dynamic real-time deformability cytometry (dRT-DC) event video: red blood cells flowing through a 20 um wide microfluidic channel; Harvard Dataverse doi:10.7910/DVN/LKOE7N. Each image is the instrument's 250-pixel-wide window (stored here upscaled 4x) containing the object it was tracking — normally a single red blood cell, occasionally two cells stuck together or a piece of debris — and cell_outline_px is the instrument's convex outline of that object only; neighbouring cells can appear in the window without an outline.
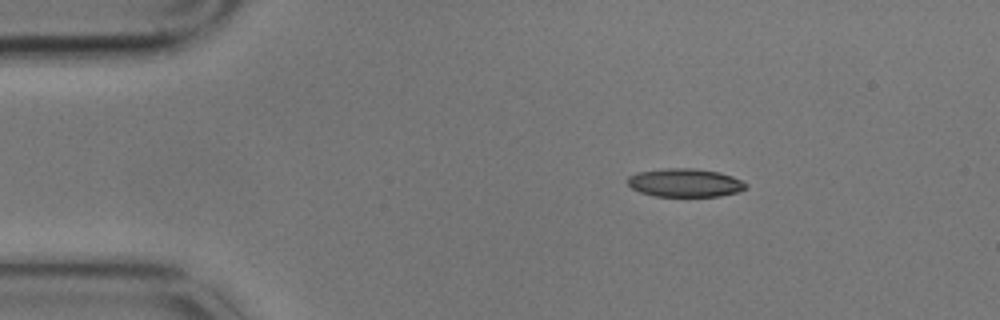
{"species": "common noctule bat (a hibernating species)", "species_latin": "Nyctalus noctula", "temperature_condition": "cold", "stored_images_in_passage": 3, "camera_frame_rate_fps": 3000, "um_per_image_px": 0.085, "animal": {"sex": "male", "body_mass_g": 17.9}, "frame": {"image": 1, "passage_image": 1, "time_ms": 0.0, "image_size_px": [1000, 320], "cell_outline_px": [[748, 188], [736, 192], [720, 196], [656, 196], [640, 192], [632, 188], [628, 184], [628, 176], [636, 172], [668, 168], [696, 168], [720, 172], [732, 176], [748, 184]], "centroid_in_image_um": [58.23, 15.52], "position_along_channel_um": 26.8, "area_um2": 19.59}}